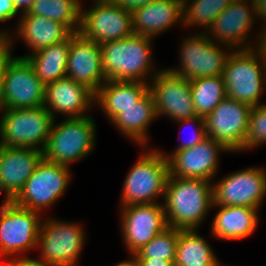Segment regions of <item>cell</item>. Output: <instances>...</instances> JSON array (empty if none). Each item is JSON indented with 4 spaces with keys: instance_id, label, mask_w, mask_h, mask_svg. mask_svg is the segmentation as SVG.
<instances>
[{
    "instance_id": "cell-2",
    "label": "cell",
    "mask_w": 266,
    "mask_h": 266,
    "mask_svg": "<svg viewBox=\"0 0 266 266\" xmlns=\"http://www.w3.org/2000/svg\"><path fill=\"white\" fill-rule=\"evenodd\" d=\"M152 39L132 34L122 40L100 44L102 69L106 79L149 83L146 79L149 76L153 78L159 72L152 66Z\"/></svg>"
},
{
    "instance_id": "cell-37",
    "label": "cell",
    "mask_w": 266,
    "mask_h": 266,
    "mask_svg": "<svg viewBox=\"0 0 266 266\" xmlns=\"http://www.w3.org/2000/svg\"><path fill=\"white\" fill-rule=\"evenodd\" d=\"M113 1L122 6L123 8H125L126 10L133 11L138 7H142L157 0H113Z\"/></svg>"
},
{
    "instance_id": "cell-23",
    "label": "cell",
    "mask_w": 266,
    "mask_h": 266,
    "mask_svg": "<svg viewBox=\"0 0 266 266\" xmlns=\"http://www.w3.org/2000/svg\"><path fill=\"white\" fill-rule=\"evenodd\" d=\"M16 33L35 53L67 39L73 32L64 24L46 17L21 14Z\"/></svg>"
},
{
    "instance_id": "cell-29",
    "label": "cell",
    "mask_w": 266,
    "mask_h": 266,
    "mask_svg": "<svg viewBox=\"0 0 266 266\" xmlns=\"http://www.w3.org/2000/svg\"><path fill=\"white\" fill-rule=\"evenodd\" d=\"M82 3L80 0H34L28 12L58 21L66 25L73 33L80 28Z\"/></svg>"
},
{
    "instance_id": "cell-7",
    "label": "cell",
    "mask_w": 266,
    "mask_h": 266,
    "mask_svg": "<svg viewBox=\"0 0 266 266\" xmlns=\"http://www.w3.org/2000/svg\"><path fill=\"white\" fill-rule=\"evenodd\" d=\"M45 85L26 57L7 60L3 71L0 109H28L44 106Z\"/></svg>"
},
{
    "instance_id": "cell-8",
    "label": "cell",
    "mask_w": 266,
    "mask_h": 266,
    "mask_svg": "<svg viewBox=\"0 0 266 266\" xmlns=\"http://www.w3.org/2000/svg\"><path fill=\"white\" fill-rule=\"evenodd\" d=\"M41 213L3 201L0 206V257L18 258L37 248L39 230L42 223Z\"/></svg>"
},
{
    "instance_id": "cell-4",
    "label": "cell",
    "mask_w": 266,
    "mask_h": 266,
    "mask_svg": "<svg viewBox=\"0 0 266 266\" xmlns=\"http://www.w3.org/2000/svg\"><path fill=\"white\" fill-rule=\"evenodd\" d=\"M53 121L43 150V159L69 167L85 158L95 147L96 123L90 116Z\"/></svg>"
},
{
    "instance_id": "cell-40",
    "label": "cell",
    "mask_w": 266,
    "mask_h": 266,
    "mask_svg": "<svg viewBox=\"0 0 266 266\" xmlns=\"http://www.w3.org/2000/svg\"><path fill=\"white\" fill-rule=\"evenodd\" d=\"M255 9H256V16L260 19L262 18L263 23L262 25V32L266 30V0H254Z\"/></svg>"
},
{
    "instance_id": "cell-12",
    "label": "cell",
    "mask_w": 266,
    "mask_h": 266,
    "mask_svg": "<svg viewBox=\"0 0 266 266\" xmlns=\"http://www.w3.org/2000/svg\"><path fill=\"white\" fill-rule=\"evenodd\" d=\"M189 36L181 42L180 67L167 70L187 80L222 76L230 52L222 50L205 32Z\"/></svg>"
},
{
    "instance_id": "cell-6",
    "label": "cell",
    "mask_w": 266,
    "mask_h": 266,
    "mask_svg": "<svg viewBox=\"0 0 266 266\" xmlns=\"http://www.w3.org/2000/svg\"><path fill=\"white\" fill-rule=\"evenodd\" d=\"M1 111L0 145L44 150L54 121L44 106Z\"/></svg>"
},
{
    "instance_id": "cell-21",
    "label": "cell",
    "mask_w": 266,
    "mask_h": 266,
    "mask_svg": "<svg viewBox=\"0 0 266 266\" xmlns=\"http://www.w3.org/2000/svg\"><path fill=\"white\" fill-rule=\"evenodd\" d=\"M43 159L40 149L0 145V192L5 201H12Z\"/></svg>"
},
{
    "instance_id": "cell-20",
    "label": "cell",
    "mask_w": 266,
    "mask_h": 266,
    "mask_svg": "<svg viewBox=\"0 0 266 266\" xmlns=\"http://www.w3.org/2000/svg\"><path fill=\"white\" fill-rule=\"evenodd\" d=\"M92 104L95 93L67 76L45 86L44 107L54 120L56 113L67 115V119L86 117Z\"/></svg>"
},
{
    "instance_id": "cell-30",
    "label": "cell",
    "mask_w": 266,
    "mask_h": 266,
    "mask_svg": "<svg viewBox=\"0 0 266 266\" xmlns=\"http://www.w3.org/2000/svg\"><path fill=\"white\" fill-rule=\"evenodd\" d=\"M190 87L195 112L204 118L227 96L223 76L192 79Z\"/></svg>"
},
{
    "instance_id": "cell-13",
    "label": "cell",
    "mask_w": 266,
    "mask_h": 266,
    "mask_svg": "<svg viewBox=\"0 0 266 266\" xmlns=\"http://www.w3.org/2000/svg\"><path fill=\"white\" fill-rule=\"evenodd\" d=\"M251 106L226 96L208 114L206 134L230 152L244 151Z\"/></svg>"
},
{
    "instance_id": "cell-42",
    "label": "cell",
    "mask_w": 266,
    "mask_h": 266,
    "mask_svg": "<svg viewBox=\"0 0 266 266\" xmlns=\"http://www.w3.org/2000/svg\"><path fill=\"white\" fill-rule=\"evenodd\" d=\"M131 258V260H124L121 261L119 264L115 265V266H142L140 261L134 256Z\"/></svg>"
},
{
    "instance_id": "cell-5",
    "label": "cell",
    "mask_w": 266,
    "mask_h": 266,
    "mask_svg": "<svg viewBox=\"0 0 266 266\" xmlns=\"http://www.w3.org/2000/svg\"><path fill=\"white\" fill-rule=\"evenodd\" d=\"M169 176L168 159L161 150L143 153L133 164L125 178L121 207L134 204L158 203L155 198L165 195L166 182Z\"/></svg>"
},
{
    "instance_id": "cell-28",
    "label": "cell",
    "mask_w": 266,
    "mask_h": 266,
    "mask_svg": "<svg viewBox=\"0 0 266 266\" xmlns=\"http://www.w3.org/2000/svg\"><path fill=\"white\" fill-rule=\"evenodd\" d=\"M209 243L196 229L180 230L175 266H221Z\"/></svg>"
},
{
    "instance_id": "cell-15",
    "label": "cell",
    "mask_w": 266,
    "mask_h": 266,
    "mask_svg": "<svg viewBox=\"0 0 266 266\" xmlns=\"http://www.w3.org/2000/svg\"><path fill=\"white\" fill-rule=\"evenodd\" d=\"M151 81L149 91L154 99L157 117L166 115L172 120L179 121L197 116L190 80L163 69L159 70Z\"/></svg>"
},
{
    "instance_id": "cell-18",
    "label": "cell",
    "mask_w": 266,
    "mask_h": 266,
    "mask_svg": "<svg viewBox=\"0 0 266 266\" xmlns=\"http://www.w3.org/2000/svg\"><path fill=\"white\" fill-rule=\"evenodd\" d=\"M228 152L214 138L206 137L195 146L173 154L163 155L168 159L169 175L177 178L205 179L211 181L217 174L219 153Z\"/></svg>"
},
{
    "instance_id": "cell-16",
    "label": "cell",
    "mask_w": 266,
    "mask_h": 266,
    "mask_svg": "<svg viewBox=\"0 0 266 266\" xmlns=\"http://www.w3.org/2000/svg\"><path fill=\"white\" fill-rule=\"evenodd\" d=\"M121 211L123 243L131 255L168 228L163 203L128 205Z\"/></svg>"
},
{
    "instance_id": "cell-9",
    "label": "cell",
    "mask_w": 266,
    "mask_h": 266,
    "mask_svg": "<svg viewBox=\"0 0 266 266\" xmlns=\"http://www.w3.org/2000/svg\"><path fill=\"white\" fill-rule=\"evenodd\" d=\"M70 170L66 165L42 159L12 202L41 213L65 193L70 182Z\"/></svg>"
},
{
    "instance_id": "cell-36",
    "label": "cell",
    "mask_w": 266,
    "mask_h": 266,
    "mask_svg": "<svg viewBox=\"0 0 266 266\" xmlns=\"http://www.w3.org/2000/svg\"><path fill=\"white\" fill-rule=\"evenodd\" d=\"M0 37V93L2 86L3 71L5 69L7 60L12 55V37Z\"/></svg>"
},
{
    "instance_id": "cell-33",
    "label": "cell",
    "mask_w": 266,
    "mask_h": 266,
    "mask_svg": "<svg viewBox=\"0 0 266 266\" xmlns=\"http://www.w3.org/2000/svg\"><path fill=\"white\" fill-rule=\"evenodd\" d=\"M266 144V103L251 107L245 150Z\"/></svg>"
},
{
    "instance_id": "cell-27",
    "label": "cell",
    "mask_w": 266,
    "mask_h": 266,
    "mask_svg": "<svg viewBox=\"0 0 266 266\" xmlns=\"http://www.w3.org/2000/svg\"><path fill=\"white\" fill-rule=\"evenodd\" d=\"M70 48V36L26 57L32 65L36 76L46 86L60 78L66 77L67 61Z\"/></svg>"
},
{
    "instance_id": "cell-25",
    "label": "cell",
    "mask_w": 266,
    "mask_h": 266,
    "mask_svg": "<svg viewBox=\"0 0 266 266\" xmlns=\"http://www.w3.org/2000/svg\"><path fill=\"white\" fill-rule=\"evenodd\" d=\"M211 224L213 236L224 240H240L251 235L258 225V209L246 206H218Z\"/></svg>"
},
{
    "instance_id": "cell-22",
    "label": "cell",
    "mask_w": 266,
    "mask_h": 266,
    "mask_svg": "<svg viewBox=\"0 0 266 266\" xmlns=\"http://www.w3.org/2000/svg\"><path fill=\"white\" fill-rule=\"evenodd\" d=\"M179 21L183 22V0H157L132 11L133 34L150 38Z\"/></svg>"
},
{
    "instance_id": "cell-31",
    "label": "cell",
    "mask_w": 266,
    "mask_h": 266,
    "mask_svg": "<svg viewBox=\"0 0 266 266\" xmlns=\"http://www.w3.org/2000/svg\"><path fill=\"white\" fill-rule=\"evenodd\" d=\"M233 0H183V22L185 27L204 26L207 30L214 20Z\"/></svg>"
},
{
    "instance_id": "cell-43",
    "label": "cell",
    "mask_w": 266,
    "mask_h": 266,
    "mask_svg": "<svg viewBox=\"0 0 266 266\" xmlns=\"http://www.w3.org/2000/svg\"><path fill=\"white\" fill-rule=\"evenodd\" d=\"M12 257H10V259L8 258L7 260L8 261H5V262H1L0 263V266H12Z\"/></svg>"
},
{
    "instance_id": "cell-17",
    "label": "cell",
    "mask_w": 266,
    "mask_h": 266,
    "mask_svg": "<svg viewBox=\"0 0 266 266\" xmlns=\"http://www.w3.org/2000/svg\"><path fill=\"white\" fill-rule=\"evenodd\" d=\"M250 4V5H249ZM254 0H233L232 3L204 31L208 38L215 40L230 51L254 48L247 42L256 19ZM255 18V19H254ZM211 33V34H210ZM213 36V37H210Z\"/></svg>"
},
{
    "instance_id": "cell-32",
    "label": "cell",
    "mask_w": 266,
    "mask_h": 266,
    "mask_svg": "<svg viewBox=\"0 0 266 266\" xmlns=\"http://www.w3.org/2000/svg\"><path fill=\"white\" fill-rule=\"evenodd\" d=\"M180 230L174 227L166 228L137 251L134 256L136 258H161L174 262Z\"/></svg>"
},
{
    "instance_id": "cell-39",
    "label": "cell",
    "mask_w": 266,
    "mask_h": 266,
    "mask_svg": "<svg viewBox=\"0 0 266 266\" xmlns=\"http://www.w3.org/2000/svg\"><path fill=\"white\" fill-rule=\"evenodd\" d=\"M142 266H175L174 262L155 258H137Z\"/></svg>"
},
{
    "instance_id": "cell-19",
    "label": "cell",
    "mask_w": 266,
    "mask_h": 266,
    "mask_svg": "<svg viewBox=\"0 0 266 266\" xmlns=\"http://www.w3.org/2000/svg\"><path fill=\"white\" fill-rule=\"evenodd\" d=\"M66 76L96 93L107 81L102 69L100 44L72 33Z\"/></svg>"
},
{
    "instance_id": "cell-1",
    "label": "cell",
    "mask_w": 266,
    "mask_h": 266,
    "mask_svg": "<svg viewBox=\"0 0 266 266\" xmlns=\"http://www.w3.org/2000/svg\"><path fill=\"white\" fill-rule=\"evenodd\" d=\"M163 201L168 227L197 229L213 206L212 182L169 175Z\"/></svg>"
},
{
    "instance_id": "cell-3",
    "label": "cell",
    "mask_w": 266,
    "mask_h": 266,
    "mask_svg": "<svg viewBox=\"0 0 266 266\" xmlns=\"http://www.w3.org/2000/svg\"><path fill=\"white\" fill-rule=\"evenodd\" d=\"M227 96L250 105H262L266 58L260 47L232 50L223 70Z\"/></svg>"
},
{
    "instance_id": "cell-34",
    "label": "cell",
    "mask_w": 266,
    "mask_h": 266,
    "mask_svg": "<svg viewBox=\"0 0 266 266\" xmlns=\"http://www.w3.org/2000/svg\"><path fill=\"white\" fill-rule=\"evenodd\" d=\"M176 122L181 123V126L182 125L184 126L186 124L190 125V124L194 123L196 125L198 124V127L192 133L193 136L190 139L183 141L178 147H176V149H174L172 154L176 151L191 148V147L195 146L196 144H199L201 141H203L207 137L205 120H204V117H202V116L197 115L193 118H187L185 120H179Z\"/></svg>"
},
{
    "instance_id": "cell-35",
    "label": "cell",
    "mask_w": 266,
    "mask_h": 266,
    "mask_svg": "<svg viewBox=\"0 0 266 266\" xmlns=\"http://www.w3.org/2000/svg\"><path fill=\"white\" fill-rule=\"evenodd\" d=\"M20 12L15 7L13 0H0V22H5L13 17H16ZM10 34L8 31L0 30V37H8Z\"/></svg>"
},
{
    "instance_id": "cell-38",
    "label": "cell",
    "mask_w": 266,
    "mask_h": 266,
    "mask_svg": "<svg viewBox=\"0 0 266 266\" xmlns=\"http://www.w3.org/2000/svg\"><path fill=\"white\" fill-rule=\"evenodd\" d=\"M12 266H51L36 259L27 257L12 258Z\"/></svg>"
},
{
    "instance_id": "cell-14",
    "label": "cell",
    "mask_w": 266,
    "mask_h": 266,
    "mask_svg": "<svg viewBox=\"0 0 266 266\" xmlns=\"http://www.w3.org/2000/svg\"><path fill=\"white\" fill-rule=\"evenodd\" d=\"M213 205L246 206L259 209L266 197V170L246 168L212 184Z\"/></svg>"
},
{
    "instance_id": "cell-24",
    "label": "cell",
    "mask_w": 266,
    "mask_h": 266,
    "mask_svg": "<svg viewBox=\"0 0 266 266\" xmlns=\"http://www.w3.org/2000/svg\"><path fill=\"white\" fill-rule=\"evenodd\" d=\"M149 91V83L107 80L95 93V104L109 120L135 105Z\"/></svg>"
},
{
    "instance_id": "cell-26",
    "label": "cell",
    "mask_w": 266,
    "mask_h": 266,
    "mask_svg": "<svg viewBox=\"0 0 266 266\" xmlns=\"http://www.w3.org/2000/svg\"><path fill=\"white\" fill-rule=\"evenodd\" d=\"M158 118L154 99L148 91L135 105L123 109V112L116 115L111 122L115 124L125 137L133 140L142 147H147V131L151 122Z\"/></svg>"
},
{
    "instance_id": "cell-10",
    "label": "cell",
    "mask_w": 266,
    "mask_h": 266,
    "mask_svg": "<svg viewBox=\"0 0 266 266\" xmlns=\"http://www.w3.org/2000/svg\"><path fill=\"white\" fill-rule=\"evenodd\" d=\"M83 228L78 223L48 219L40 226L37 247L40 262L51 266H76L85 245Z\"/></svg>"
},
{
    "instance_id": "cell-11",
    "label": "cell",
    "mask_w": 266,
    "mask_h": 266,
    "mask_svg": "<svg viewBox=\"0 0 266 266\" xmlns=\"http://www.w3.org/2000/svg\"><path fill=\"white\" fill-rule=\"evenodd\" d=\"M87 11L81 8L78 33L90 41L102 44L122 40L133 34L132 11L113 0H94ZM83 9V11H82Z\"/></svg>"
},
{
    "instance_id": "cell-41",
    "label": "cell",
    "mask_w": 266,
    "mask_h": 266,
    "mask_svg": "<svg viewBox=\"0 0 266 266\" xmlns=\"http://www.w3.org/2000/svg\"><path fill=\"white\" fill-rule=\"evenodd\" d=\"M13 1L17 10L21 11L22 12L21 14H23L29 11L34 0H13Z\"/></svg>"
}]
</instances>
